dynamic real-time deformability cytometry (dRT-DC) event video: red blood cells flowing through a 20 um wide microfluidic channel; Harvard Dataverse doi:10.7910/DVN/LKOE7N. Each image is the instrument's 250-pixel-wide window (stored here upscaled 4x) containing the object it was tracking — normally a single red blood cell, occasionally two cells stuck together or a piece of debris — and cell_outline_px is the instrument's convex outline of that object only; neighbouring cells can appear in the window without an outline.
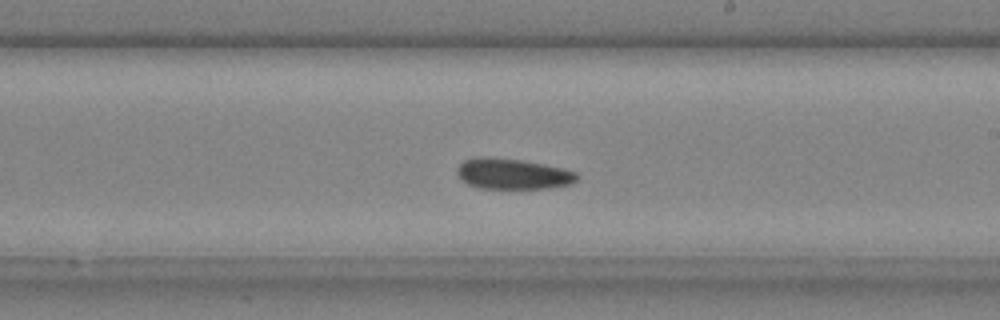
{"species": "common noctule bat (a hibernating species)", "species_latin": "Nyctalus noctula", "temperature_condition": "cold", "stored_images_in_passage": 28, "camera_frame_rate_fps": 3000, "um_per_image_px": 0.085, "animal": {"sex": "male", "body_mass_g": 20.4}, "frame": {"image": 1, "passage_image": 13, "time_ms": 4.0, "image_size_px": [1000, 320], "cell_outline_px": [[580, 176], [572, 184], [548, 188], [480, 188], [468, 184], [460, 180], [456, 172], [456, 168], [464, 160], [476, 156], [488, 156], [520, 160], [560, 168], [576, 172]], "centroid_in_image_um": [43.53, 14.77], "position_along_channel_um": 245.5, "area_um2": 21.44}}